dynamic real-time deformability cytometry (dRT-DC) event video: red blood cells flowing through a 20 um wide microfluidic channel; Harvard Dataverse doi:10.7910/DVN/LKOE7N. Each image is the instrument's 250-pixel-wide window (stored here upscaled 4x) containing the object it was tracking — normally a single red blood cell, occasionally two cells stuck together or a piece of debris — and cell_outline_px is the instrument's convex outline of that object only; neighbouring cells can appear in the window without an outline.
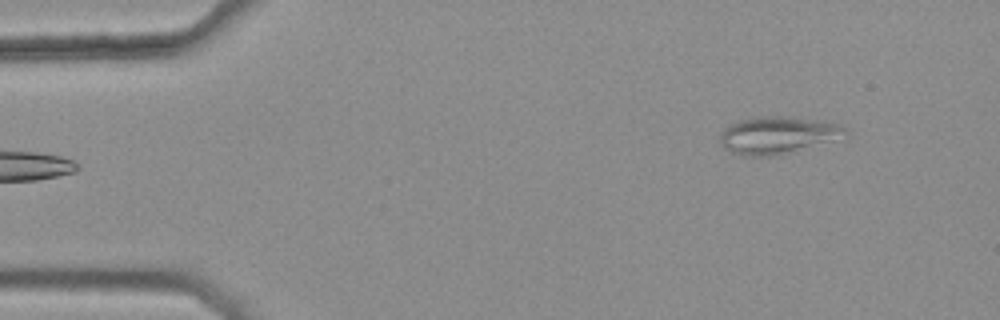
{"species": "common noctule bat (a hibernating species)", "species_latin": "Nyctalus noctula", "temperature_condition": "warm", "stored_images_in_passage": 4, "camera_frame_rate_fps": 3000, "um_per_image_px": 0.085, "animal": {"sex": "female", "body_mass_g": 25.1}, "frame": {"image": 1, "passage_image": 4, "time_ms": 1.0, "image_size_px": [1000, 320], "cell_outline_px": [[848, 132], [780, 156], [740, 156], [728, 152], [720, 144], [720, 132], [724, 128], [740, 120], [756, 116], [784, 116], [820, 120], [840, 124], [848, 128]], "centroid_in_image_um": [65.97, 11.48], "position_along_channel_um": 19.0, "area_um2": 26.93}}